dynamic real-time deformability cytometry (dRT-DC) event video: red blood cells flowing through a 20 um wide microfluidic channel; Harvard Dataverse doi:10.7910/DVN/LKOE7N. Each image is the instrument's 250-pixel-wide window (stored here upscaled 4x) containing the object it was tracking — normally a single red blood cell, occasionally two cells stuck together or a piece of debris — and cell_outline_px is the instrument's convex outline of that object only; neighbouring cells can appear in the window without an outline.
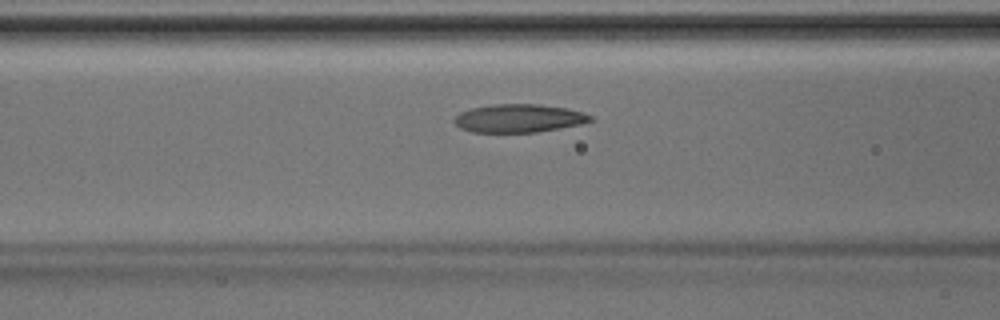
{"species": "Egyptian fruit bat (a non-hibernating species)", "species_latin": "Rousettus aegyptiacus", "temperature_condition": "room temperature", "stored_images_in_passage": 42, "camera_frame_rate_fps": 3000, "um_per_image_px": 0.085, "animal": {"sex": "male"}, "frame": {"image": 1, "passage_image": 15, "time_ms": 4.667, "image_size_px": [1000, 320], "cell_outline_px": [[592, 120], [580, 124], [560, 128], [536, 132], [472, 132], [460, 128], [452, 120], [460, 112], [472, 108], [492, 104], [540, 104], [568, 108], [584, 112], [592, 116]], "centroid_in_image_um": [44.1, 10.05], "position_along_channel_um": 122.5, "area_um2": 22.43}}
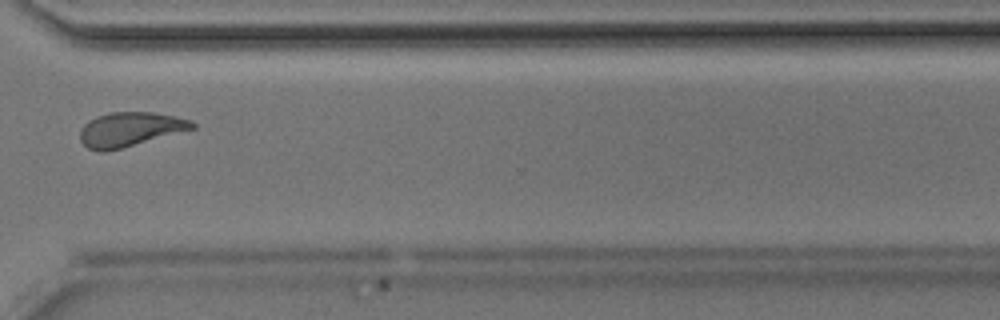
{"frame": {"image": 2, "passage_image": 31, "time_ms": 10.0, "image_size_px": [1000, 320], "cell_outline_px": [[196, 128], [120, 148], [104, 152], [100, 152], [88, 148], [80, 140], [80, 128], [88, 120], [96, 116], [112, 112], [152, 112], [176, 116], [192, 120], [196, 124]], "centroid_in_image_um": [11.04, 10.98], "position_along_channel_um": 359.6, "area_um2": 22.37}}
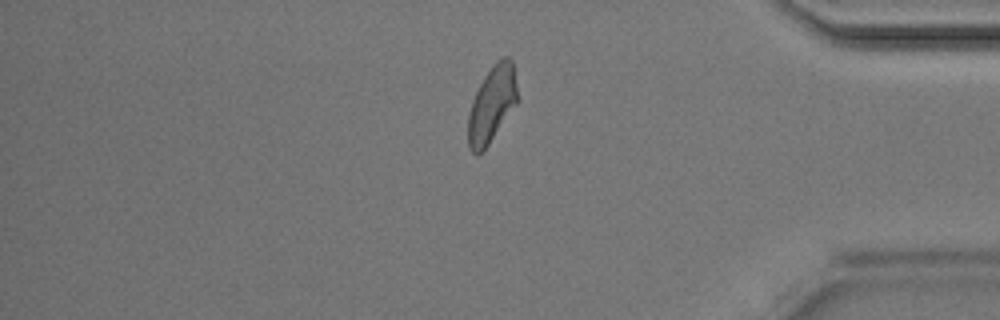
{"frame": {"image": 3, "passage_image": 35, "time_ms": 11.333, "image_size_px": [1000, 320], "cell_outline_px": [[520, 100], [488, 144], [476, 156], [468, 148], [468, 116], [472, 100], [484, 76], [496, 60], [500, 56], [508, 56], [512, 60]], "centroid_in_image_um": [41.84, 8.82], "position_along_channel_um": 393.4, "area_um2": 22.14}}